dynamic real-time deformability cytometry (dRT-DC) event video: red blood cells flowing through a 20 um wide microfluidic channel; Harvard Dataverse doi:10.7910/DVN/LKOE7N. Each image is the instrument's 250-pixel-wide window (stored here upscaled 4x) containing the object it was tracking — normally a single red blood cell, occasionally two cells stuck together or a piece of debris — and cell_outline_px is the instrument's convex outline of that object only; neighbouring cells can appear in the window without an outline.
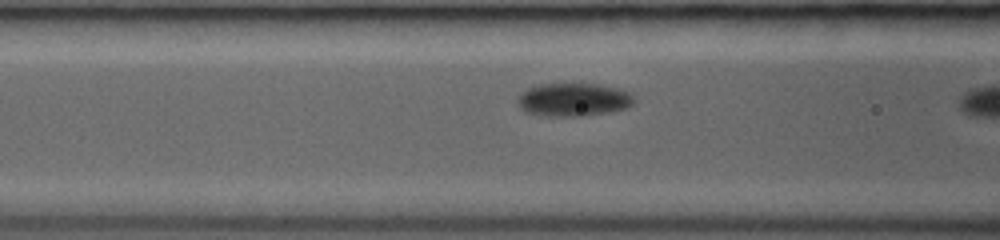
{"species": "common noctule bat (a hibernating species)", "species_latin": "Nyctalus noctula", "temperature_condition": "room temperature", "stored_images_in_passage": 6, "camera_frame_rate_fps": 3000, "um_per_image_px": 0.085, "animal": {"sex": "female", "body_mass_g": 19.0, "forearm_length_mm": 53.3}, "frame": {"image": 1, "passage_image": 5, "time_ms": 1.333, "image_size_px": [1000, 240], "cell_outline_px": [[636, 100], [628, 108], [608, 112], [584, 116], [548, 116], [524, 112], [520, 108], [516, 100], [520, 92], [536, 84], [600, 84], [616, 88], [628, 92]], "centroid_in_image_um": [48.71, 8.47], "position_along_channel_um": 117.9, "area_um2": 22.72}}